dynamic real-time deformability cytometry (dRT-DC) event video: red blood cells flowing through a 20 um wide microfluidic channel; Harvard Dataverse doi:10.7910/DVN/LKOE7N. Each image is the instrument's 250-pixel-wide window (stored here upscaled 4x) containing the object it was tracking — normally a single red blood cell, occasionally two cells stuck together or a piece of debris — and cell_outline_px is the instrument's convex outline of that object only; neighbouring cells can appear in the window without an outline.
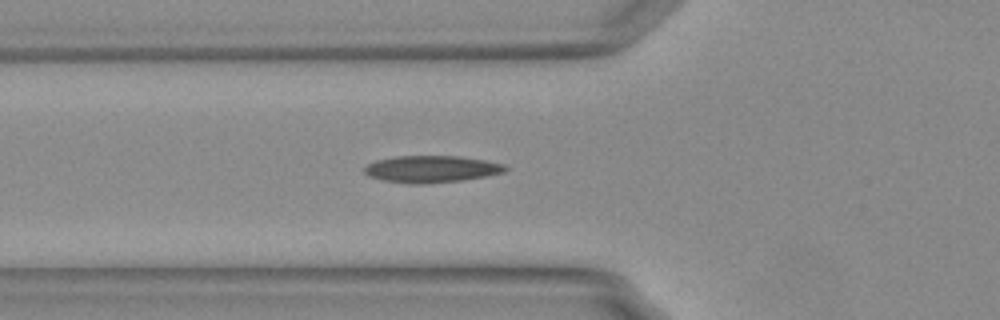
{"species": "Egyptian fruit bat (a non-hibernating species)", "species_latin": "Rousettus aegyptiacus", "temperature_condition": "warm", "stored_images_in_passage": 41, "camera_frame_rate_fps": 3000, "um_per_image_px": 0.085, "animal": {"sex": "female"}, "frame": {"image": 1, "passage_image": 12, "time_ms": 3.667, "image_size_px": [1000, 320], "cell_outline_px": [[508, 168], [504, 172], [488, 176], [464, 180], [424, 184], [412, 184], [384, 180], [368, 176], [364, 172], [364, 168], [368, 164], [376, 160], [396, 156], [460, 156], [484, 160], [504, 164]], "centroid_in_image_um": [36.69, 14.37], "position_along_channel_um": 89.1, "area_um2": 22.14}, "authors_computed_cell_mechanics": {"area_um2": 20.9814, "velocity_mm_per_s": 3.7727, "shape_relaxation_time_tau1_ms": null, "shape_relaxation_time_tau2_ms": 1.3109, "deformation_change_tau1": null, "deformation_change_tau2": 0.0864}}